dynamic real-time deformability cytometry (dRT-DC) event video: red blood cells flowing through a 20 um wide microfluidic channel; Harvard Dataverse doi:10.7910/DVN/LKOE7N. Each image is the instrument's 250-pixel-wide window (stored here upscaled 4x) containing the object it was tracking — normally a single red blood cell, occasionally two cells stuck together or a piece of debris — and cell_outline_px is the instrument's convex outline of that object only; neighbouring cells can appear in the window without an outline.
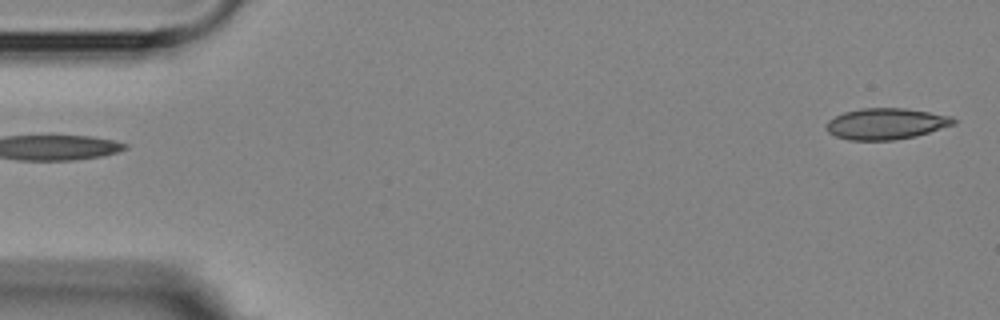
{"species": "Egyptian fruit bat (a non-hibernating species)", "species_latin": "Rousettus aegyptiacus", "temperature_condition": "room temperature", "stored_images_in_passage": 5, "segment_of_instrument_passage": [2, 2], "camera_frame_rate_fps": 3000, "um_per_image_px": 0.085, "animal": {"sex": "female"}, "frame": {"image": 1, "passage_image": 5, "time_ms": 5.333, "image_size_px": [1000, 320], "cell_outline_px": [[956, 124], [916, 136], [892, 140], [848, 140], [836, 136], [828, 132], [824, 124], [828, 120], [844, 112], [860, 108], [904, 108], [952, 116], [956, 120]], "centroid_in_image_um": [75.3, 10.52], "position_along_channel_um": 9.7, "area_um2": 23.18}}